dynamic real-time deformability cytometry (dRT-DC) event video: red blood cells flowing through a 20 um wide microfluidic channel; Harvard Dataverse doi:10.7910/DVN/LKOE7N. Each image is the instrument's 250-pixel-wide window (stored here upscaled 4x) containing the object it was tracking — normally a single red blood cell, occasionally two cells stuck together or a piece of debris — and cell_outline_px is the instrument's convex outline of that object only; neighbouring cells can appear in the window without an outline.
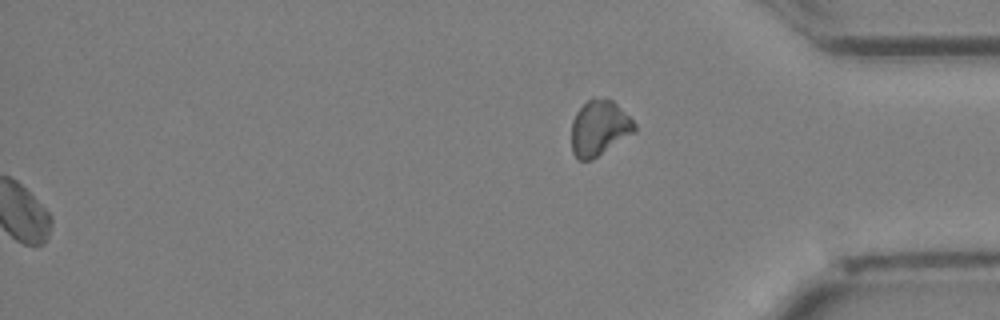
{"species": "Egyptian fruit bat (a non-hibernating species)", "species_latin": "Rousettus aegyptiacus", "temperature_condition": "cold", "stored_images_in_passage": 34, "segment_of_instrument_passage": [2, 2], "camera_frame_rate_fps": 3000, "um_per_image_px": 0.085, "animal": {"sex": "female"}, "frame": {"image": 1, "passage_image": 34, "time_ms": 11.0, "image_size_px": [1000, 320], "cell_outline_px": [[636, 132], [592, 160], [576, 160], [572, 152], [572, 120], [576, 112], [588, 100], [612, 100], [636, 124]], "centroid_in_image_um": [50.93, 10.94], "position_along_channel_um": 384.3, "area_um2": 20.11}}